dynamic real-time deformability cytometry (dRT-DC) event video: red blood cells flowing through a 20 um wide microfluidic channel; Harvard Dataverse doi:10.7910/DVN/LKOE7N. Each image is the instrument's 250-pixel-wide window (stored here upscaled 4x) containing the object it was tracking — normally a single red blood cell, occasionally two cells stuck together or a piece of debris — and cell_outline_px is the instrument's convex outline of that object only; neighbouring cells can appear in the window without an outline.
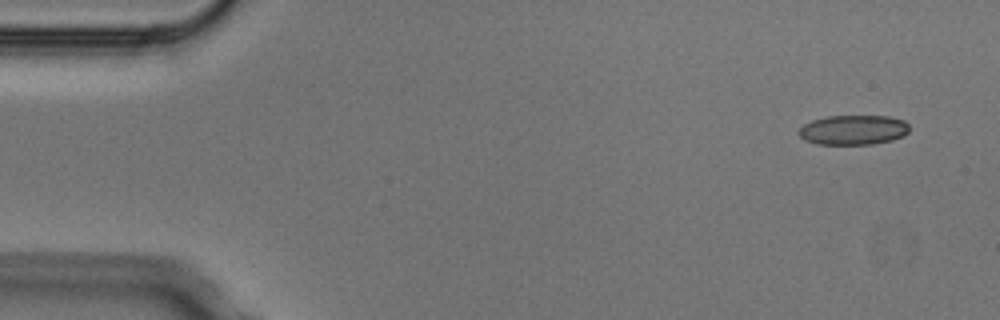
{"species": "Egyptian fruit bat (a non-hibernating species)", "species_latin": "Rousettus aegyptiacus", "temperature_condition": "cold", "stored_images_in_passage": 4, "camera_frame_rate_fps": 3000, "um_per_image_px": 0.085, "animal": {"sex": "male"}, "frame": {"image": 1, "passage_image": 1, "time_ms": 0.0, "image_size_px": [1000, 320], "cell_outline_px": [[908, 132], [904, 136], [892, 140], [872, 144], [816, 144], [804, 140], [796, 132], [804, 124], [812, 120], [828, 116], [888, 116], [904, 120], [908, 124]], "centroid_in_image_um": [72.52, 11.04], "position_along_channel_um": 12.5, "area_um2": 19.25}}
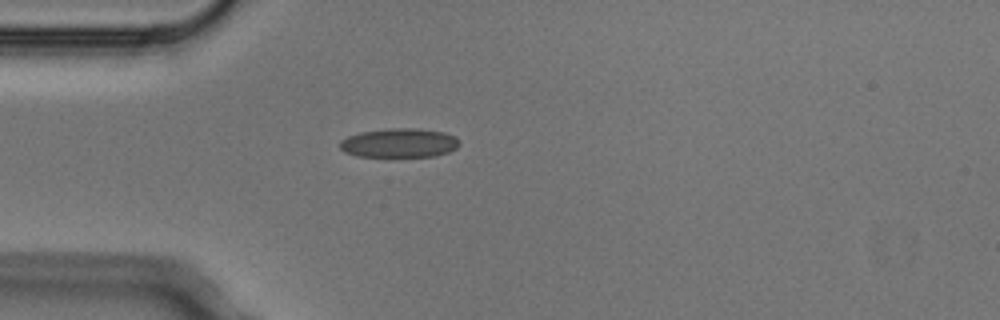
{"frame": {"image": 2, "passage_image": 4, "time_ms": 1.0, "image_size_px": [1000, 320], "cell_outline_px": [[460, 144], [456, 148], [448, 152], [436, 156], [356, 156], [344, 152], [340, 148], [340, 140], [348, 136], [360, 132], [392, 128], [416, 128], [444, 132], [456, 136], [460, 140]], "centroid_in_image_um": [33.96, 12.14], "position_along_channel_um": 51.0, "area_um2": 20.35}}